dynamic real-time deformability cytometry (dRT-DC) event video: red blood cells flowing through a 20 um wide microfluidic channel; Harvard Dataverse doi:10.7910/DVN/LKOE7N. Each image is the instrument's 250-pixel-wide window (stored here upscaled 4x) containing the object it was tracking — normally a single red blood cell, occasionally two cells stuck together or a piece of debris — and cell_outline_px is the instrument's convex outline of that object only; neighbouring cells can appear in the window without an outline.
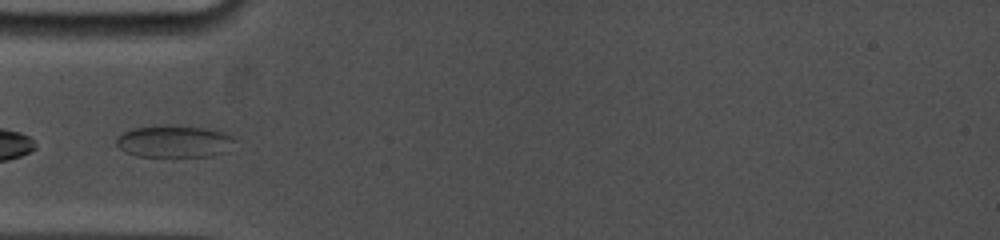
{"species": "common noctule bat (a hibernating species)", "species_latin": "Nyctalus noctula", "temperature_condition": "cold", "stored_images_in_passage": 3, "camera_frame_rate_fps": 5000, "um_per_image_px": 0.085, "animal": {"sex": "female", "body_mass_g": 19.0, "forearm_length_mm": 53.3}, "frame": {"image": 1, "passage_image": 1, "time_ms": 0.0, "image_size_px": [1000, 240], "cell_outline_px": [[236, 140], [224, 152], [212, 156], [136, 156], [124, 152], [116, 144], [116, 136], [132, 128], [164, 124], [168, 124], [208, 128], [224, 132], [232, 136]], "centroid_in_image_um": [14.77, 12.0], "position_along_channel_um": 70.2, "area_um2": 22.43}}